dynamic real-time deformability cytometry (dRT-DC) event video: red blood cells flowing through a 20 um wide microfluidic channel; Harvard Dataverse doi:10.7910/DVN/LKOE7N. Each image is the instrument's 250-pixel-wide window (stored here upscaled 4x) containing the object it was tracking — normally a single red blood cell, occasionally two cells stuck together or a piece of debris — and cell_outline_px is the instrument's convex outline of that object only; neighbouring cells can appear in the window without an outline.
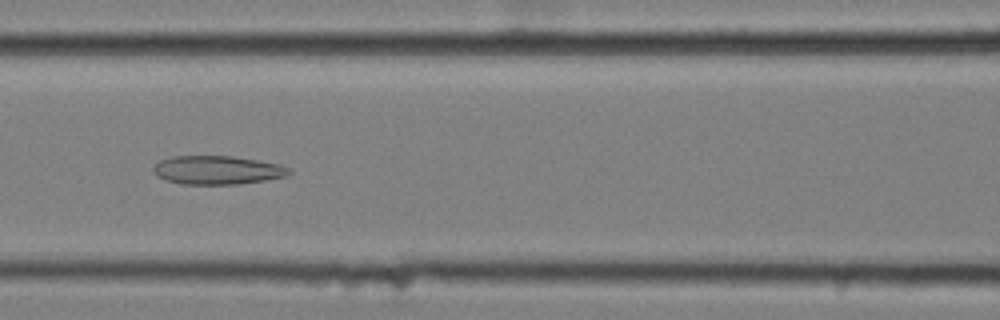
{"species": "common noctule bat (a hibernating species)", "species_latin": "Nyctalus noctula", "temperature_condition": "cold", "stored_images_in_passage": 48, "camera_frame_rate_fps": 3000, "um_per_image_px": 0.085, "animal": {"sex": "female", "body_mass_g": 25.1}, "frame": {"image": 1, "passage_image": 16, "time_ms": 5.0, "image_size_px": [1000, 320], "cell_outline_px": [[292, 172], [288, 176], [240, 184], [180, 184], [156, 176], [152, 172], [152, 168], [160, 160], [172, 156], [232, 156], [280, 164], [288, 168]], "centroid_in_image_um": [18.46, 14.46], "position_along_channel_um": 148.1, "area_um2": 22.66}}
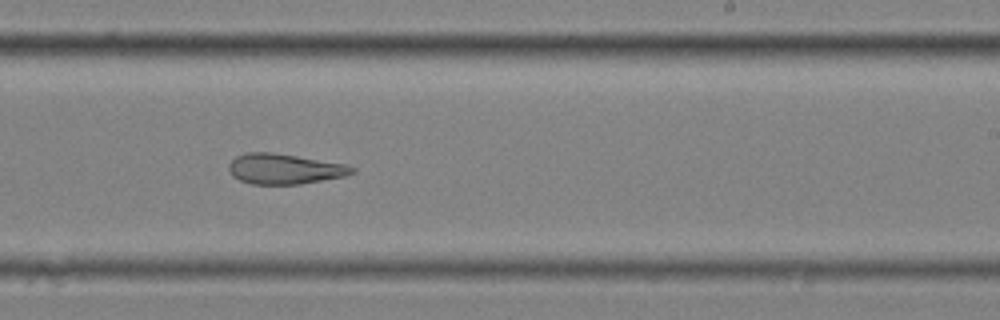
{"frame": {"image": 2, "passage_image": 26, "time_ms": 8.333, "image_size_px": [1000, 320], "cell_outline_px": [[356, 172], [344, 176], [300, 184], [252, 184], [240, 180], [232, 176], [228, 168], [228, 164], [236, 156], [248, 152], [272, 152], [344, 164], [356, 168]], "centroid_in_image_um": [24.15, 14.36], "position_along_channel_um": 264.8, "area_um2": 21.62}}
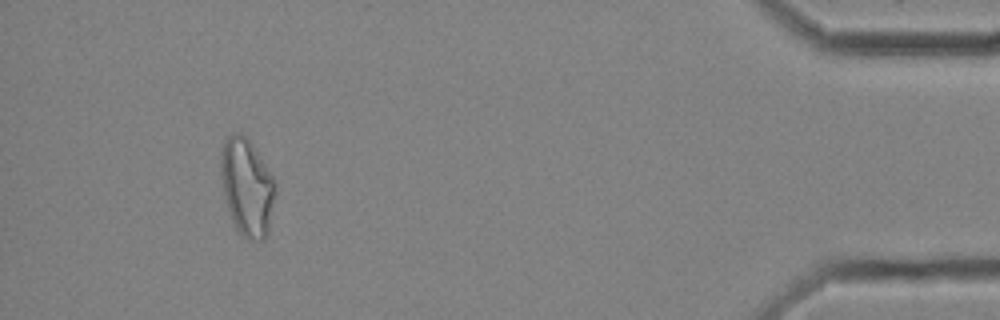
{"frame": {"image": 3, "passage_image": 44, "time_ms": 14.333, "image_size_px": [1000, 320], "cell_outline_px": [[276, 192], [268, 232], [264, 240], [256, 240], [244, 236], [236, 228], [232, 220], [224, 200], [220, 168], [220, 156], [224, 140], [228, 136], [236, 132], [240, 132], [252, 144], [276, 180]], "centroid_in_image_um": [20.99, 15.89], "position_along_channel_um": 414.2, "area_um2": 31.04}, "authors_computed_cell_mechanics": {"area_um2": 24.8829, "velocity_mm_per_s": 3.5065, "shape_relaxation_time_tau1_ms": null, "shape_relaxation_time_tau2_ms": 3.795, "deformation_change_tau1": null, "deformation_change_tau2": 0.1344}}